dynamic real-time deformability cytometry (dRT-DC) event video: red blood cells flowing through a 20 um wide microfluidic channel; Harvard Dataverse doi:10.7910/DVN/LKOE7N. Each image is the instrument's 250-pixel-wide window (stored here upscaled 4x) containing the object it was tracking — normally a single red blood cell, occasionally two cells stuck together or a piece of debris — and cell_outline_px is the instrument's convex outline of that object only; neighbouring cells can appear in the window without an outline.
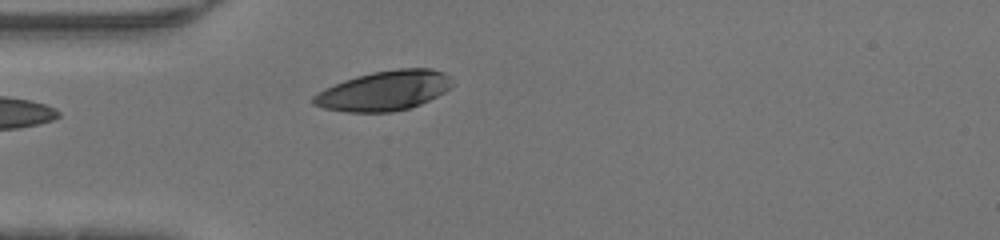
{"species": "human", "species_latin": "Homo sapiens", "temperature_condition": "warm", "stored_images_in_passage": 30, "camera_frame_rate_fps": 3000, "um_per_image_px": 0.085, "donor": {"sex": "male"}, "frame": {"image": 1, "passage_image": 1, "time_ms": 0.0, "image_size_px": [1000, 240], "cell_outline_px": [[452, 84], [444, 92], [420, 104], [408, 108], [392, 112], [348, 112], [324, 108], [312, 104], [312, 96], [324, 88], [344, 80], [356, 76], [372, 72], [400, 68], [432, 68], [444, 72], [448, 76]], "centroid_in_image_um": [32.62, 7.7], "position_along_channel_um": 52.4, "area_um2": 32.02}}
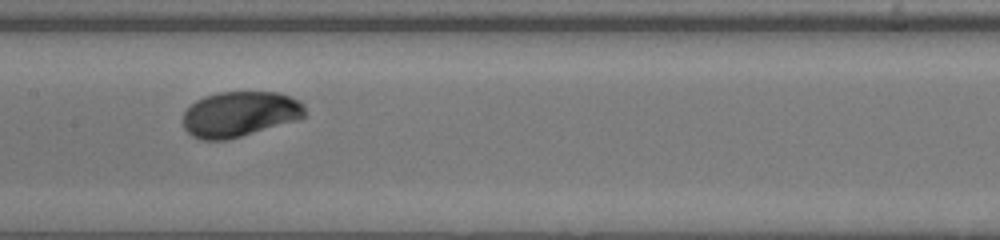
{"frame": {"image": 2, "passage_image": 11, "time_ms": 3.333, "image_size_px": [1000, 240], "cell_outline_px": [[304, 116], [296, 120], [228, 140], [200, 140], [192, 136], [184, 128], [184, 112], [196, 100], [204, 96], [220, 92], [276, 92], [300, 100], [304, 104]], "centroid_in_image_um": [20.36, 9.7], "position_along_channel_um": 187.0, "area_um2": 32.08}}
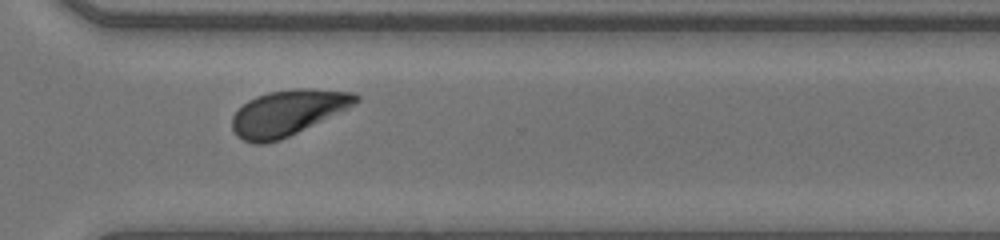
{"frame": {"image": 3, "passage_image": 22, "time_ms": 7.0, "image_size_px": [1000, 240], "cell_outline_px": [[360, 100], [356, 104], [348, 108], [280, 140], [264, 144], [252, 144], [236, 136], [232, 128], [232, 116], [248, 100], [256, 96], [268, 92], [296, 88], [312, 88], [352, 92], [360, 96]], "centroid_in_image_um": [24.45, 9.58], "position_along_channel_um": 346.2, "area_um2": 32.77}}